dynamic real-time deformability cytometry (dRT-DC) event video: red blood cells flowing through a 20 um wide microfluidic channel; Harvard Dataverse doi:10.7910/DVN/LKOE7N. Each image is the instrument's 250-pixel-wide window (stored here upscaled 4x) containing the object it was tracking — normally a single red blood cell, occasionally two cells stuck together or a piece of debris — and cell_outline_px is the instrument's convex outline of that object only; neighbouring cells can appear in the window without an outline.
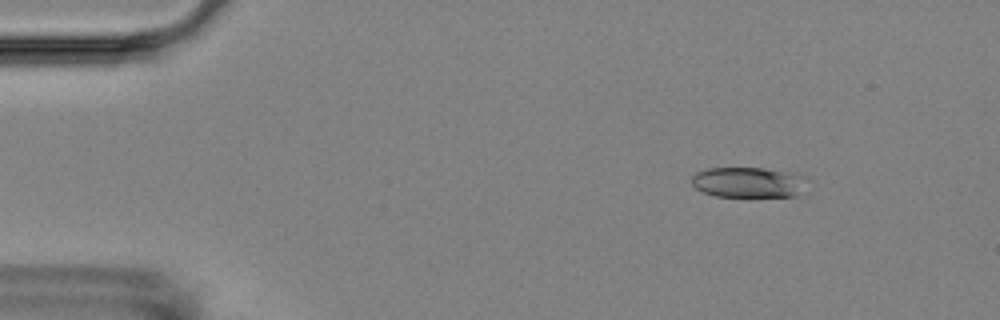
{"species": "Egyptian fruit bat (a non-hibernating species)", "species_latin": "Rousettus aegyptiacus", "temperature_condition": "room temperature", "stored_images_in_passage": 5, "camera_frame_rate_fps": 3000, "um_per_image_px": 0.085, "animal": {"sex": "female"}, "frame": {"image": 1, "passage_image": 2, "time_ms": 1.333, "image_size_px": [1000, 320], "cell_outline_px": [[808, 192], [800, 196], [748, 200], [716, 196], [704, 192], [696, 188], [692, 184], [692, 176], [696, 172], [708, 168], [764, 168], [796, 172], [804, 176]], "centroid_in_image_um": [63.75, 15.57], "position_along_channel_um": 21.3, "area_um2": 22.14}}